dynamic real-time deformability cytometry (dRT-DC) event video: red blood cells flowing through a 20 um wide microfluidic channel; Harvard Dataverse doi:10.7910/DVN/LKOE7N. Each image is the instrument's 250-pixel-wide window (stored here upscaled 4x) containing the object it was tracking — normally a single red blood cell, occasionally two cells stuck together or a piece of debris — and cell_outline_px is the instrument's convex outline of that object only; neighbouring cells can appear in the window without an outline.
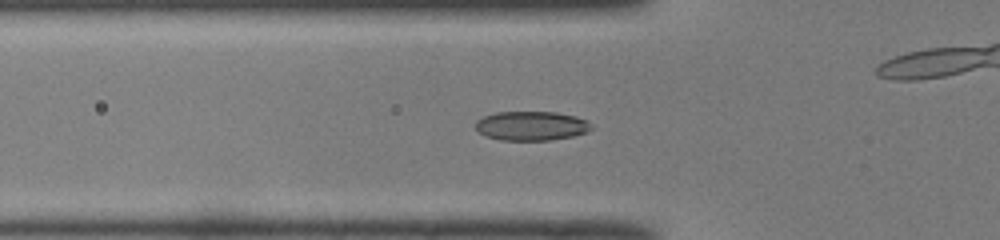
{"species": "common noctule bat (a hibernating species)", "species_latin": "Nyctalus noctula", "temperature_condition": "room temperature", "stored_images_in_passage": 43, "camera_frame_rate_fps": 3000, "um_per_image_px": 0.085, "animal": {"sex": "male", "body_mass_g": 19.0, "forearm_length_mm": 50.8}, "frame": {"image": 1, "passage_image": 16, "time_ms": 5.0, "image_size_px": [1000, 240], "cell_outline_px": [[596, 128], [588, 132], [572, 136], [548, 140], [500, 140], [488, 136], [480, 132], [476, 128], [476, 120], [484, 116], [496, 112], [556, 112], [576, 116], [588, 120]], "centroid_in_image_um": [45.23, 10.69], "position_along_channel_um": 80.6, "area_um2": 19.83}}
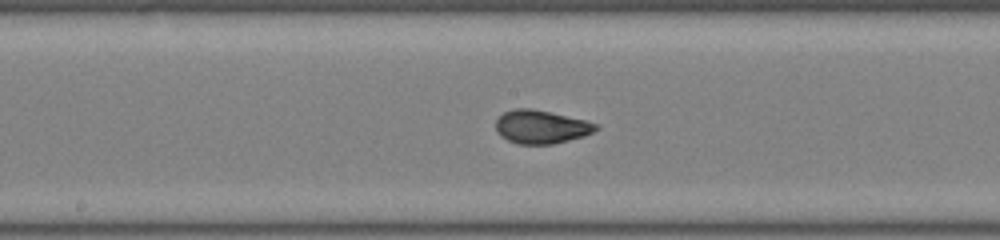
{"frame": {"image": 2, "passage_image": 25, "time_ms": 8.0, "image_size_px": [1000, 240], "cell_outline_px": [[600, 128], [584, 136], [552, 144], [520, 144], [508, 140], [500, 136], [496, 132], [496, 120], [504, 112], [516, 108], [532, 108], [584, 120], [596, 124]], "centroid_in_image_um": [45.97, 10.78], "position_along_channel_um": 202.2, "area_um2": 19.31}}
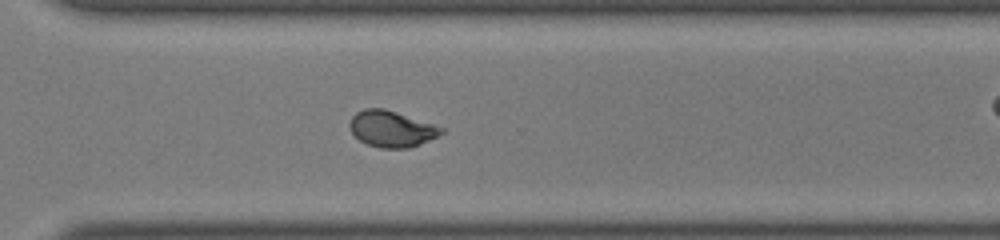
{"frame": {"image": 3, "passage_image": 35, "time_ms": 11.333, "image_size_px": [1000, 240], "cell_outline_px": [[444, 132], [420, 144], [408, 148], [380, 148], [368, 144], [360, 140], [352, 132], [348, 124], [352, 116], [356, 112], [364, 108], [384, 108], [444, 128]], "centroid_in_image_um": [33.24, 10.95], "position_along_channel_um": 337.4, "area_um2": 19.07}, "authors_computed_cell_mechanics": {"area_um2": 19.3052, "velocity_mm_per_s": 4.0559, "shape_relaxation_time_tau1_ms": 5.1873, "shape_relaxation_time_tau2_ms": 0.9108, "deformation_change_tau1": 0.1822, "deformation_change_tau2": 0.044}}